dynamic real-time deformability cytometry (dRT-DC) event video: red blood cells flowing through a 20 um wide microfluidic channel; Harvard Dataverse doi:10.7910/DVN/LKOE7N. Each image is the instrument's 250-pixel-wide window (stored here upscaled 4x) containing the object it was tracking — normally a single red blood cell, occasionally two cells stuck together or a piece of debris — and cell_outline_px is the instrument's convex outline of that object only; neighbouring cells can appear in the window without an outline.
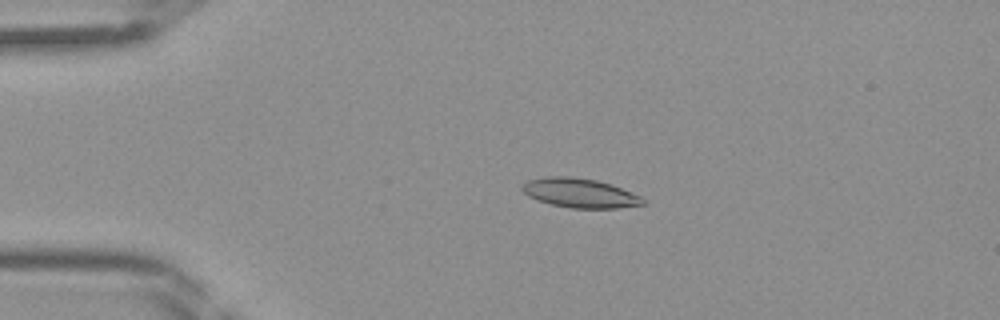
{"species": "Egyptian fruit bat (a non-hibernating species)", "species_latin": "Rousettus aegyptiacus", "temperature_condition": "room temperature", "stored_images_in_passage": 45, "camera_frame_rate_fps": 3000, "um_per_image_px": 0.085, "frame": {"image": 1, "passage_image": 10, "time_ms": 3.0, "image_size_px": [1000, 320], "cell_outline_px": [[644, 204], [616, 208], [572, 208], [552, 204], [528, 196], [520, 188], [520, 184], [528, 180], [548, 176], [568, 176], [596, 180], [612, 184], [640, 196], [644, 200]], "centroid_in_image_um": [49.25, 16.39], "position_along_channel_um": 35.7, "area_um2": 20.46}}
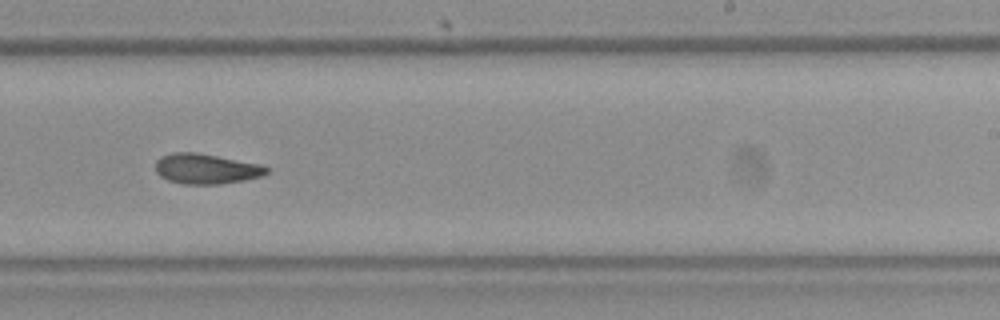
{"frame": {"image": 2, "passage_image": 28, "time_ms": 9.0, "image_size_px": [1000, 320], "cell_outline_px": [[268, 172], [260, 176], [244, 180], [220, 184], [184, 184], [168, 180], [160, 176], [156, 172], [156, 160], [160, 156], [172, 152], [196, 152], [260, 164], [268, 168]], "centroid_in_image_um": [17.48, 14.34], "position_along_channel_um": 271.5, "area_um2": 19.48}}
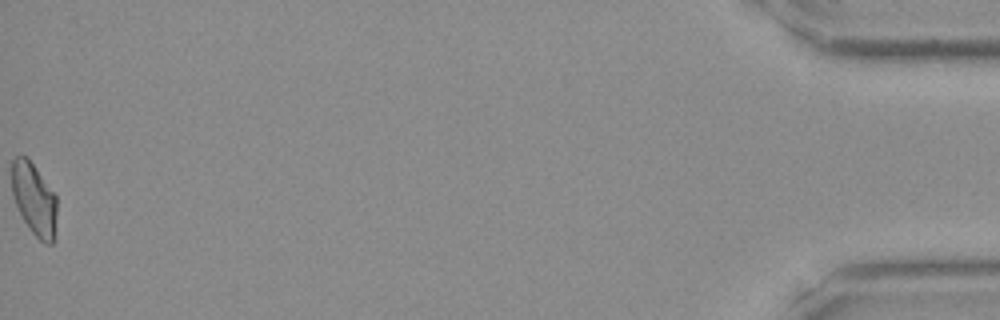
{"frame": {"image": 3, "passage_image": 45, "time_ms": 14.667, "image_size_px": [1000, 320], "cell_outline_px": [[56, 216], [52, 244], [44, 244], [32, 232], [24, 220], [16, 204], [12, 192], [12, 160], [16, 156], [28, 156], [56, 196]], "centroid_in_image_um": [2.89, 16.89], "position_along_channel_um": 432.3, "area_um2": 18.73}}